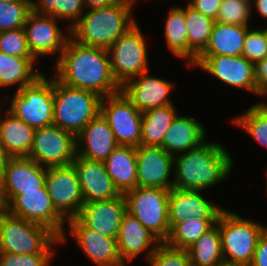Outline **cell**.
Listing matches in <instances>:
<instances>
[{"mask_svg":"<svg viewBox=\"0 0 267 266\" xmlns=\"http://www.w3.org/2000/svg\"><path fill=\"white\" fill-rule=\"evenodd\" d=\"M57 58L53 77L62 84L95 92L100 97L121 92L112 74L107 49L86 46L70 37Z\"/></svg>","mask_w":267,"mask_h":266,"instance_id":"1","label":"cell"},{"mask_svg":"<svg viewBox=\"0 0 267 266\" xmlns=\"http://www.w3.org/2000/svg\"><path fill=\"white\" fill-rule=\"evenodd\" d=\"M5 209L2 199H1V195H0V212L3 211Z\"/></svg>","mask_w":267,"mask_h":266,"instance_id":"51","label":"cell"},{"mask_svg":"<svg viewBox=\"0 0 267 266\" xmlns=\"http://www.w3.org/2000/svg\"><path fill=\"white\" fill-rule=\"evenodd\" d=\"M137 156V187H151L171 190V175L174 157L161 147L138 146Z\"/></svg>","mask_w":267,"mask_h":266,"instance_id":"19","label":"cell"},{"mask_svg":"<svg viewBox=\"0 0 267 266\" xmlns=\"http://www.w3.org/2000/svg\"><path fill=\"white\" fill-rule=\"evenodd\" d=\"M218 220L189 219L178 224H169L170 232L165 244L187 250L198 238L210 230Z\"/></svg>","mask_w":267,"mask_h":266,"instance_id":"34","label":"cell"},{"mask_svg":"<svg viewBox=\"0 0 267 266\" xmlns=\"http://www.w3.org/2000/svg\"><path fill=\"white\" fill-rule=\"evenodd\" d=\"M103 163L120 194L137 187L136 147L119 145Z\"/></svg>","mask_w":267,"mask_h":266,"instance_id":"27","label":"cell"},{"mask_svg":"<svg viewBox=\"0 0 267 266\" xmlns=\"http://www.w3.org/2000/svg\"><path fill=\"white\" fill-rule=\"evenodd\" d=\"M72 165L78 175L84 204L110 200L121 195L107 174L103 162L88 160L76 154Z\"/></svg>","mask_w":267,"mask_h":266,"instance_id":"20","label":"cell"},{"mask_svg":"<svg viewBox=\"0 0 267 266\" xmlns=\"http://www.w3.org/2000/svg\"><path fill=\"white\" fill-rule=\"evenodd\" d=\"M100 113L109 124L119 145H141L143 113L119 92L101 98Z\"/></svg>","mask_w":267,"mask_h":266,"instance_id":"10","label":"cell"},{"mask_svg":"<svg viewBox=\"0 0 267 266\" xmlns=\"http://www.w3.org/2000/svg\"><path fill=\"white\" fill-rule=\"evenodd\" d=\"M84 0H32V11L39 15H49L62 21H69L70 28L83 15Z\"/></svg>","mask_w":267,"mask_h":266,"instance_id":"35","label":"cell"},{"mask_svg":"<svg viewBox=\"0 0 267 266\" xmlns=\"http://www.w3.org/2000/svg\"><path fill=\"white\" fill-rule=\"evenodd\" d=\"M35 57L9 56L0 51V87L17 86L18 92L24 86L32 84L39 76L40 71H35Z\"/></svg>","mask_w":267,"mask_h":266,"instance_id":"29","label":"cell"},{"mask_svg":"<svg viewBox=\"0 0 267 266\" xmlns=\"http://www.w3.org/2000/svg\"><path fill=\"white\" fill-rule=\"evenodd\" d=\"M173 105L158 107L143 113L141 131L142 146H161L166 131L178 115Z\"/></svg>","mask_w":267,"mask_h":266,"instance_id":"30","label":"cell"},{"mask_svg":"<svg viewBox=\"0 0 267 266\" xmlns=\"http://www.w3.org/2000/svg\"><path fill=\"white\" fill-rule=\"evenodd\" d=\"M223 0H189L188 5L195 11L216 20Z\"/></svg>","mask_w":267,"mask_h":266,"instance_id":"43","label":"cell"},{"mask_svg":"<svg viewBox=\"0 0 267 266\" xmlns=\"http://www.w3.org/2000/svg\"><path fill=\"white\" fill-rule=\"evenodd\" d=\"M59 21L55 17L39 15L33 11L28 15L23 28L29 50L36 59L46 55L60 56L64 51L70 36L62 33L57 24Z\"/></svg>","mask_w":267,"mask_h":266,"instance_id":"16","label":"cell"},{"mask_svg":"<svg viewBox=\"0 0 267 266\" xmlns=\"http://www.w3.org/2000/svg\"><path fill=\"white\" fill-rule=\"evenodd\" d=\"M249 266H267V228L260 235L252 262Z\"/></svg>","mask_w":267,"mask_h":266,"instance_id":"45","label":"cell"},{"mask_svg":"<svg viewBox=\"0 0 267 266\" xmlns=\"http://www.w3.org/2000/svg\"><path fill=\"white\" fill-rule=\"evenodd\" d=\"M70 235L86 257L98 266H123L120 258L117 239L107 237L88 228L78 217L69 219Z\"/></svg>","mask_w":267,"mask_h":266,"instance_id":"18","label":"cell"},{"mask_svg":"<svg viewBox=\"0 0 267 266\" xmlns=\"http://www.w3.org/2000/svg\"><path fill=\"white\" fill-rule=\"evenodd\" d=\"M255 79L258 93L262 97L267 96V57L254 64Z\"/></svg>","mask_w":267,"mask_h":266,"instance_id":"44","label":"cell"},{"mask_svg":"<svg viewBox=\"0 0 267 266\" xmlns=\"http://www.w3.org/2000/svg\"><path fill=\"white\" fill-rule=\"evenodd\" d=\"M252 7L255 6L256 10L259 12L261 17H264L267 19V0H253L252 1Z\"/></svg>","mask_w":267,"mask_h":266,"instance_id":"47","label":"cell"},{"mask_svg":"<svg viewBox=\"0 0 267 266\" xmlns=\"http://www.w3.org/2000/svg\"><path fill=\"white\" fill-rule=\"evenodd\" d=\"M14 116L34 129L53 125V78L44 74L32 84L24 86L14 95L8 107Z\"/></svg>","mask_w":267,"mask_h":266,"instance_id":"7","label":"cell"},{"mask_svg":"<svg viewBox=\"0 0 267 266\" xmlns=\"http://www.w3.org/2000/svg\"><path fill=\"white\" fill-rule=\"evenodd\" d=\"M230 153L217 142H203L174 156L173 188L206 190L226 180L233 169Z\"/></svg>","mask_w":267,"mask_h":266,"instance_id":"2","label":"cell"},{"mask_svg":"<svg viewBox=\"0 0 267 266\" xmlns=\"http://www.w3.org/2000/svg\"><path fill=\"white\" fill-rule=\"evenodd\" d=\"M242 56L254 64L267 57V41L260 28L247 30Z\"/></svg>","mask_w":267,"mask_h":266,"instance_id":"41","label":"cell"},{"mask_svg":"<svg viewBox=\"0 0 267 266\" xmlns=\"http://www.w3.org/2000/svg\"><path fill=\"white\" fill-rule=\"evenodd\" d=\"M215 266H237V265H234V264H230V263H227V262H222L218 265H215Z\"/></svg>","mask_w":267,"mask_h":266,"instance_id":"49","label":"cell"},{"mask_svg":"<svg viewBox=\"0 0 267 266\" xmlns=\"http://www.w3.org/2000/svg\"><path fill=\"white\" fill-rule=\"evenodd\" d=\"M55 253L13 254L0 252V266H48Z\"/></svg>","mask_w":267,"mask_h":266,"instance_id":"42","label":"cell"},{"mask_svg":"<svg viewBox=\"0 0 267 266\" xmlns=\"http://www.w3.org/2000/svg\"><path fill=\"white\" fill-rule=\"evenodd\" d=\"M262 33L264 34L265 40L267 41V27L264 29H260Z\"/></svg>","mask_w":267,"mask_h":266,"instance_id":"50","label":"cell"},{"mask_svg":"<svg viewBox=\"0 0 267 266\" xmlns=\"http://www.w3.org/2000/svg\"><path fill=\"white\" fill-rule=\"evenodd\" d=\"M160 243L162 242L143 227L136 217L129 212L123 215L117 237V247L124 264H128V261H132L142 252H146L145 256L148 261Z\"/></svg>","mask_w":267,"mask_h":266,"instance_id":"24","label":"cell"},{"mask_svg":"<svg viewBox=\"0 0 267 266\" xmlns=\"http://www.w3.org/2000/svg\"><path fill=\"white\" fill-rule=\"evenodd\" d=\"M236 126L246 130L258 144L267 148V103L258 102L233 119Z\"/></svg>","mask_w":267,"mask_h":266,"instance_id":"36","label":"cell"},{"mask_svg":"<svg viewBox=\"0 0 267 266\" xmlns=\"http://www.w3.org/2000/svg\"><path fill=\"white\" fill-rule=\"evenodd\" d=\"M32 12V1L0 2V32L23 28Z\"/></svg>","mask_w":267,"mask_h":266,"instance_id":"37","label":"cell"},{"mask_svg":"<svg viewBox=\"0 0 267 266\" xmlns=\"http://www.w3.org/2000/svg\"><path fill=\"white\" fill-rule=\"evenodd\" d=\"M169 193L170 190L161 188L136 187L124 194L127 212L161 242H165L170 232Z\"/></svg>","mask_w":267,"mask_h":266,"instance_id":"8","label":"cell"},{"mask_svg":"<svg viewBox=\"0 0 267 266\" xmlns=\"http://www.w3.org/2000/svg\"><path fill=\"white\" fill-rule=\"evenodd\" d=\"M0 51L9 56L34 57L29 50L24 28L0 32Z\"/></svg>","mask_w":267,"mask_h":266,"instance_id":"39","label":"cell"},{"mask_svg":"<svg viewBox=\"0 0 267 266\" xmlns=\"http://www.w3.org/2000/svg\"><path fill=\"white\" fill-rule=\"evenodd\" d=\"M135 0L87 10L69 30L83 45L108 49L137 22L132 16Z\"/></svg>","mask_w":267,"mask_h":266,"instance_id":"3","label":"cell"},{"mask_svg":"<svg viewBox=\"0 0 267 266\" xmlns=\"http://www.w3.org/2000/svg\"><path fill=\"white\" fill-rule=\"evenodd\" d=\"M127 203L123 194L118 198L85 203L78 218L90 229L107 237H118Z\"/></svg>","mask_w":267,"mask_h":266,"instance_id":"22","label":"cell"},{"mask_svg":"<svg viewBox=\"0 0 267 266\" xmlns=\"http://www.w3.org/2000/svg\"><path fill=\"white\" fill-rule=\"evenodd\" d=\"M45 186L53 206L66 221L79 216L84 200L78 175L72 164L48 167Z\"/></svg>","mask_w":267,"mask_h":266,"instance_id":"12","label":"cell"},{"mask_svg":"<svg viewBox=\"0 0 267 266\" xmlns=\"http://www.w3.org/2000/svg\"><path fill=\"white\" fill-rule=\"evenodd\" d=\"M76 155V137L57 126L36 129L28 158L43 167L67 166ZM45 165V166H44Z\"/></svg>","mask_w":267,"mask_h":266,"instance_id":"13","label":"cell"},{"mask_svg":"<svg viewBox=\"0 0 267 266\" xmlns=\"http://www.w3.org/2000/svg\"><path fill=\"white\" fill-rule=\"evenodd\" d=\"M11 1H32V0H0V2H11Z\"/></svg>","mask_w":267,"mask_h":266,"instance_id":"52","label":"cell"},{"mask_svg":"<svg viewBox=\"0 0 267 266\" xmlns=\"http://www.w3.org/2000/svg\"><path fill=\"white\" fill-rule=\"evenodd\" d=\"M150 266H191L187 250L176 249L160 243L147 261Z\"/></svg>","mask_w":267,"mask_h":266,"instance_id":"40","label":"cell"},{"mask_svg":"<svg viewBox=\"0 0 267 266\" xmlns=\"http://www.w3.org/2000/svg\"><path fill=\"white\" fill-rule=\"evenodd\" d=\"M118 146L109 124L101 113L89 121L76 136V154L92 161L104 162Z\"/></svg>","mask_w":267,"mask_h":266,"instance_id":"23","label":"cell"},{"mask_svg":"<svg viewBox=\"0 0 267 266\" xmlns=\"http://www.w3.org/2000/svg\"><path fill=\"white\" fill-rule=\"evenodd\" d=\"M205 135L206 130L202 123L190 116L177 115L166 131L160 147L174 157L201 145L205 142Z\"/></svg>","mask_w":267,"mask_h":266,"instance_id":"25","label":"cell"},{"mask_svg":"<svg viewBox=\"0 0 267 266\" xmlns=\"http://www.w3.org/2000/svg\"><path fill=\"white\" fill-rule=\"evenodd\" d=\"M173 88V83L164 78L151 76L147 71L126 81L121 86V92L137 110L144 113L173 104L169 98Z\"/></svg>","mask_w":267,"mask_h":266,"instance_id":"17","label":"cell"},{"mask_svg":"<svg viewBox=\"0 0 267 266\" xmlns=\"http://www.w3.org/2000/svg\"><path fill=\"white\" fill-rule=\"evenodd\" d=\"M218 228L224 262L237 266H249L260 235L267 226L246 220L238 213L224 209L218 218Z\"/></svg>","mask_w":267,"mask_h":266,"instance_id":"6","label":"cell"},{"mask_svg":"<svg viewBox=\"0 0 267 266\" xmlns=\"http://www.w3.org/2000/svg\"><path fill=\"white\" fill-rule=\"evenodd\" d=\"M5 210L11 215L47 227L61 238V243L67 241L64 229L66 220L56 211L45 185L39 190L19 194Z\"/></svg>","mask_w":267,"mask_h":266,"instance_id":"11","label":"cell"},{"mask_svg":"<svg viewBox=\"0 0 267 266\" xmlns=\"http://www.w3.org/2000/svg\"><path fill=\"white\" fill-rule=\"evenodd\" d=\"M252 4L246 0H223L215 22L229 25H249Z\"/></svg>","mask_w":267,"mask_h":266,"instance_id":"38","label":"cell"},{"mask_svg":"<svg viewBox=\"0 0 267 266\" xmlns=\"http://www.w3.org/2000/svg\"><path fill=\"white\" fill-rule=\"evenodd\" d=\"M46 170V167L28 157L7 158L0 177V195L4 207L24 191L42 188Z\"/></svg>","mask_w":267,"mask_h":266,"instance_id":"14","label":"cell"},{"mask_svg":"<svg viewBox=\"0 0 267 266\" xmlns=\"http://www.w3.org/2000/svg\"><path fill=\"white\" fill-rule=\"evenodd\" d=\"M0 110V142L8 158L28 157L33 146L36 129L25 124L10 111Z\"/></svg>","mask_w":267,"mask_h":266,"instance_id":"26","label":"cell"},{"mask_svg":"<svg viewBox=\"0 0 267 266\" xmlns=\"http://www.w3.org/2000/svg\"><path fill=\"white\" fill-rule=\"evenodd\" d=\"M250 26L214 22L209 42L198 56L242 55L247 30Z\"/></svg>","mask_w":267,"mask_h":266,"instance_id":"28","label":"cell"},{"mask_svg":"<svg viewBox=\"0 0 267 266\" xmlns=\"http://www.w3.org/2000/svg\"><path fill=\"white\" fill-rule=\"evenodd\" d=\"M185 19L188 29L189 66L191 67L197 56L206 48L215 20L195 11L188 4L185 7Z\"/></svg>","mask_w":267,"mask_h":266,"instance_id":"33","label":"cell"},{"mask_svg":"<svg viewBox=\"0 0 267 266\" xmlns=\"http://www.w3.org/2000/svg\"><path fill=\"white\" fill-rule=\"evenodd\" d=\"M7 158L8 157L6 156L5 152L3 151V147H2V144L0 142V177H1L2 167H3L4 163L6 162Z\"/></svg>","mask_w":267,"mask_h":266,"instance_id":"48","label":"cell"},{"mask_svg":"<svg viewBox=\"0 0 267 266\" xmlns=\"http://www.w3.org/2000/svg\"><path fill=\"white\" fill-rule=\"evenodd\" d=\"M146 47L144 36L136 23L107 49L113 77L120 86L149 71Z\"/></svg>","mask_w":267,"mask_h":266,"instance_id":"9","label":"cell"},{"mask_svg":"<svg viewBox=\"0 0 267 266\" xmlns=\"http://www.w3.org/2000/svg\"><path fill=\"white\" fill-rule=\"evenodd\" d=\"M61 244L47 227L0 212V252L13 254L55 253L53 245Z\"/></svg>","mask_w":267,"mask_h":266,"instance_id":"4","label":"cell"},{"mask_svg":"<svg viewBox=\"0 0 267 266\" xmlns=\"http://www.w3.org/2000/svg\"><path fill=\"white\" fill-rule=\"evenodd\" d=\"M191 266H215L224 262L220 231L217 223L188 249Z\"/></svg>","mask_w":267,"mask_h":266,"instance_id":"31","label":"cell"},{"mask_svg":"<svg viewBox=\"0 0 267 266\" xmlns=\"http://www.w3.org/2000/svg\"><path fill=\"white\" fill-rule=\"evenodd\" d=\"M164 36L168 48L178 58L186 60L189 67V43L188 29L185 19V8L175 6L169 9L167 19L165 21Z\"/></svg>","mask_w":267,"mask_h":266,"instance_id":"32","label":"cell"},{"mask_svg":"<svg viewBox=\"0 0 267 266\" xmlns=\"http://www.w3.org/2000/svg\"><path fill=\"white\" fill-rule=\"evenodd\" d=\"M101 98L95 92L73 88L53 78V125L76 137L100 113Z\"/></svg>","mask_w":267,"mask_h":266,"instance_id":"5","label":"cell"},{"mask_svg":"<svg viewBox=\"0 0 267 266\" xmlns=\"http://www.w3.org/2000/svg\"><path fill=\"white\" fill-rule=\"evenodd\" d=\"M202 191L172 188L168 199L169 224H178L192 218L218 220L224 209L204 198Z\"/></svg>","mask_w":267,"mask_h":266,"instance_id":"21","label":"cell"},{"mask_svg":"<svg viewBox=\"0 0 267 266\" xmlns=\"http://www.w3.org/2000/svg\"><path fill=\"white\" fill-rule=\"evenodd\" d=\"M127 0H84L85 9H95L110 6L113 4H119L126 2Z\"/></svg>","mask_w":267,"mask_h":266,"instance_id":"46","label":"cell"},{"mask_svg":"<svg viewBox=\"0 0 267 266\" xmlns=\"http://www.w3.org/2000/svg\"><path fill=\"white\" fill-rule=\"evenodd\" d=\"M191 67H199L227 85L261 95L257 90L254 63L244 56H197Z\"/></svg>","mask_w":267,"mask_h":266,"instance_id":"15","label":"cell"}]
</instances>
